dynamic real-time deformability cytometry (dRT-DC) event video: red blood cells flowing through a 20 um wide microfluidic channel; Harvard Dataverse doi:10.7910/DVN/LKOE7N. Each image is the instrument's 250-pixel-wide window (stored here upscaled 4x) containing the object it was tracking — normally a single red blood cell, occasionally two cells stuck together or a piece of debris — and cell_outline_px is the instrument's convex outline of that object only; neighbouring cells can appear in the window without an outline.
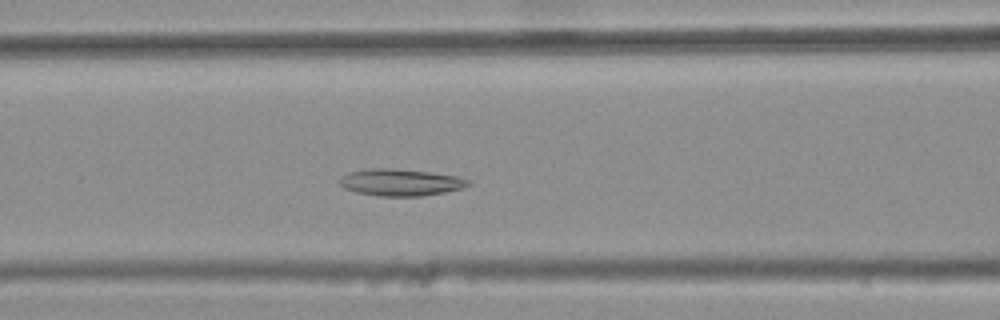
{"species": "common noctule bat (a hibernating species)", "species_latin": "Nyctalus noctula", "temperature_condition": "warm", "stored_images_in_passage": 42, "camera_frame_rate_fps": 3000, "um_per_image_px": 0.085, "animal": {"sex": "female", "body_mass_g": 25.1}, "frame": {"image": 1, "passage_image": 19, "time_ms": 6.0, "image_size_px": [1000, 320], "cell_outline_px": [[472, 184], [460, 188], [444, 192], [420, 196], [380, 196], [356, 192], [344, 188], [340, 184], [340, 176], [348, 172], [368, 168], [392, 168], [428, 172], [456, 176], [468, 180]], "centroid_in_image_um": [33.99, 15.49], "position_along_channel_um": 132.6, "area_um2": 20.0}}
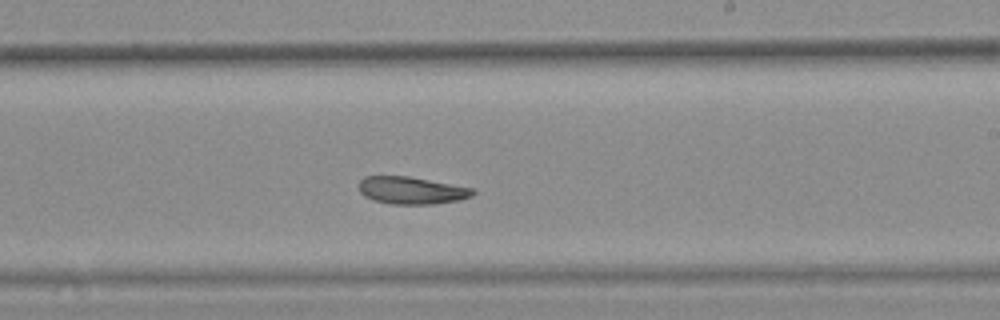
{"frame": {"image": 2, "passage_image": 29, "time_ms": 9.333, "image_size_px": [1000, 320], "cell_outline_px": [[476, 192], [472, 196], [460, 200], [432, 204], [392, 204], [372, 200], [364, 196], [360, 192], [360, 180], [364, 176], [408, 176], [472, 188]], "centroid_in_image_um": [34.97, 16.19], "position_along_channel_um": 254.0, "area_um2": 18.09}}
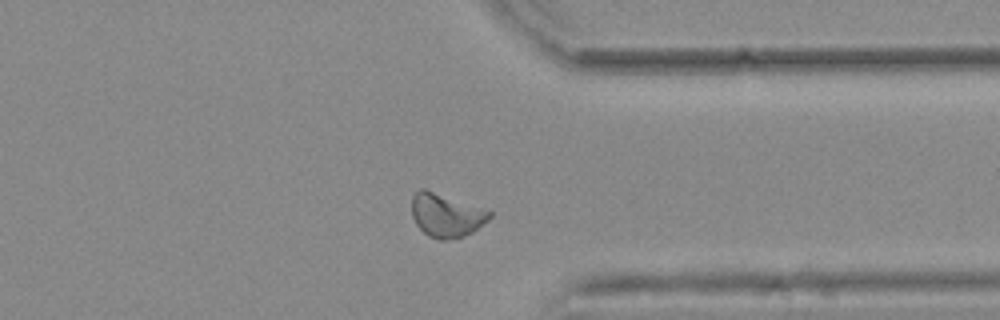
{"frame": {"image": 3, "passage_image": 39, "time_ms": 12.667, "image_size_px": [1000, 320], "cell_outline_px": [[492, 216], [488, 220], [472, 232], [460, 236], [444, 240], [440, 240], [428, 236], [416, 224], [412, 216], [412, 196], [420, 188], [424, 188], [492, 212]], "centroid_in_image_um": [37.89, 18.29], "position_along_channel_um": 373.5, "area_um2": 19.31}, "authors_computed_cell_mechanics": {"area_um2": 19.3919, "velocity_mm_per_s": 3.6571, "shape_relaxation_time_tau1_ms": null, "shape_relaxation_time_tau2_ms": 9.2099, "deformation_change_tau1": null, "deformation_change_tau2": 0.1419}}